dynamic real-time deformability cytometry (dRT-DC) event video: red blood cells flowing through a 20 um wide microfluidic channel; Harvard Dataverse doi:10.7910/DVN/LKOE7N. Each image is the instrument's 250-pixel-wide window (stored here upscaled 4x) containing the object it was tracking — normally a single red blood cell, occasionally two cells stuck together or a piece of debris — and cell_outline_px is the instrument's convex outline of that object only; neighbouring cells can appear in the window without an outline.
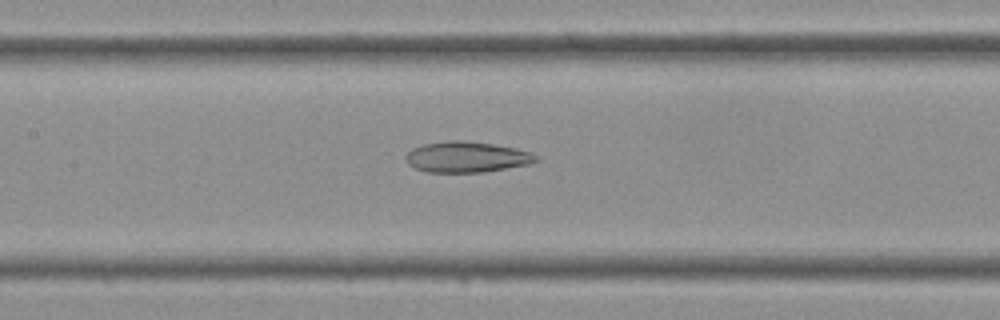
{"species": "Egyptian fruit bat (a non-hibernating species)", "species_latin": "Rousettus aegyptiacus", "temperature_condition": "cold", "stored_images_in_passage": 34, "camera_frame_rate_fps": 3000, "um_per_image_px": 0.085, "frame": {"image": 1, "passage_image": 12, "time_ms": 3.667, "image_size_px": [1000, 320], "cell_outline_px": [[540, 160], [528, 164], [484, 172], [428, 172], [416, 168], [408, 164], [404, 160], [404, 156], [412, 148], [424, 144], [452, 140], [460, 140], [492, 144], [516, 148], [532, 152]], "centroid_in_image_um": [39.65, 13.34], "position_along_channel_um": 167.7, "area_um2": 23.29}}
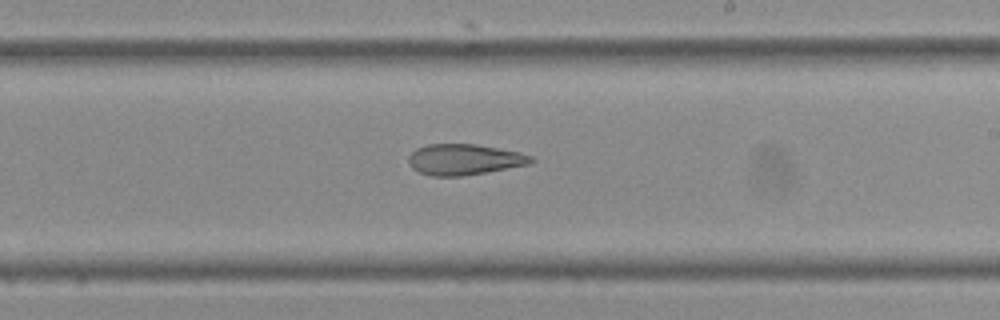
{"frame": {"image": 2, "passage_image": 17, "time_ms": 5.333, "image_size_px": [1000, 320], "cell_outline_px": [[536, 160], [528, 164], [484, 172], [460, 176], [432, 176], [420, 172], [412, 168], [408, 164], [408, 156], [416, 148], [428, 144], [476, 144], [520, 152], [532, 156]], "centroid_in_image_um": [39.43, 13.54], "position_along_channel_um": 249.6, "area_um2": 21.91}}
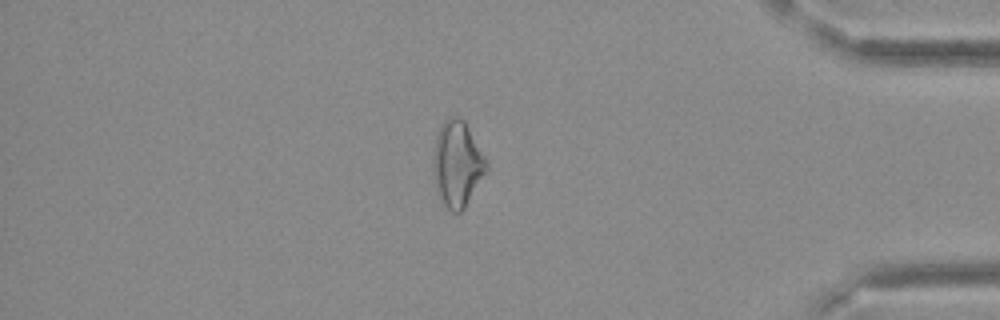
{"frame": {"image": 3, "passage_image": 28, "time_ms": 9.0, "image_size_px": [1000, 320], "cell_outline_px": [[488, 168], [464, 208], [460, 212], [452, 212], [444, 204], [440, 196], [432, 172], [432, 160], [436, 136], [440, 124], [448, 116], [456, 112], [464, 120], [488, 160]], "centroid_in_image_um": [38.86, 13.84], "position_along_channel_um": 396.3, "area_um2": 26.82}}